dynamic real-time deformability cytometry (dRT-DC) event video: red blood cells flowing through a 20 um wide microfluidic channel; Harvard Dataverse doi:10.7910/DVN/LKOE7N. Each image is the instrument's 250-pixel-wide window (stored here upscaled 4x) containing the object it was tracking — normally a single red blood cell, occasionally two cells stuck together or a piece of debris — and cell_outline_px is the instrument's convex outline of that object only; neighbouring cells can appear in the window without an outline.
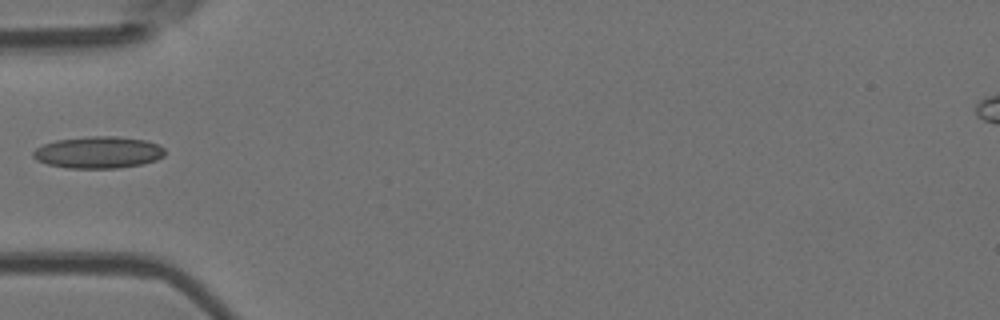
{"species": "Egyptian fruit bat (a non-hibernating species)", "species_latin": "Rousettus aegyptiacus", "temperature_condition": "room temperature", "stored_images_in_passage": 19, "camera_frame_rate_fps": 3000, "um_per_image_px": 0.085, "animal": {"sex": "female"}, "frame": {"image": 1, "passage_image": 1, "time_ms": 0.0, "image_size_px": [1000, 320], "cell_outline_px": [[164, 156], [156, 160], [140, 164], [116, 168], [68, 168], [48, 164], [36, 160], [32, 156], [32, 152], [36, 148], [44, 144], [56, 140], [88, 136], [116, 136], [144, 140], [156, 144], [164, 148]], "centroid_in_image_um": [8.33, 12.95], "position_along_channel_um": 76.7, "area_um2": 24.33}}
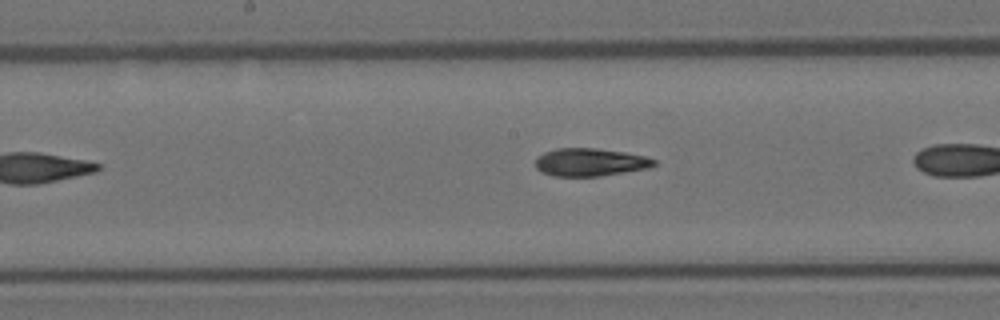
{"frame": {"image": 2, "passage_image": 8, "time_ms": 2.333, "image_size_px": [1000, 320], "cell_outline_px": [[656, 164], [652, 168], [600, 176], [552, 176], [540, 172], [536, 168], [536, 156], [544, 152], [556, 148], [596, 148], [624, 152], [644, 156], [656, 160]], "centroid_in_image_um": [50.15, 13.79], "position_along_channel_um": 198.0, "area_um2": 19.48}}
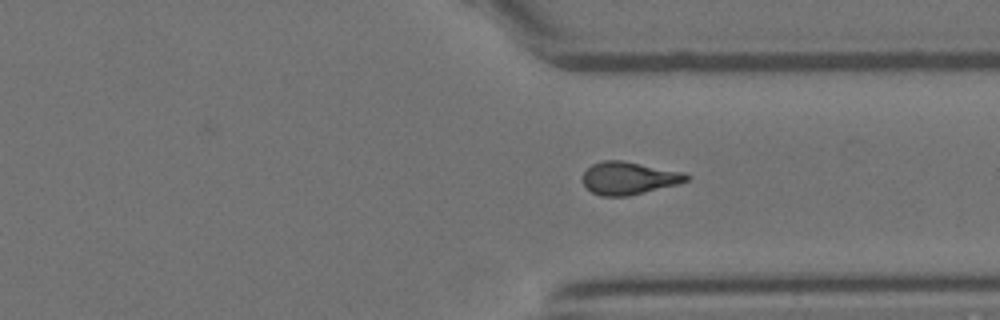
{"frame": {"image": 3, "passage_image": 17, "time_ms": 5.333, "image_size_px": [1000, 320], "cell_outline_px": [[692, 176], [688, 180], [680, 184], [628, 196], [600, 196], [592, 192], [584, 184], [584, 172], [592, 164], [604, 160], [624, 160], [684, 172]], "centroid_in_image_um": [53.51, 15.13], "position_along_channel_um": 357.9, "area_um2": 19.88}}